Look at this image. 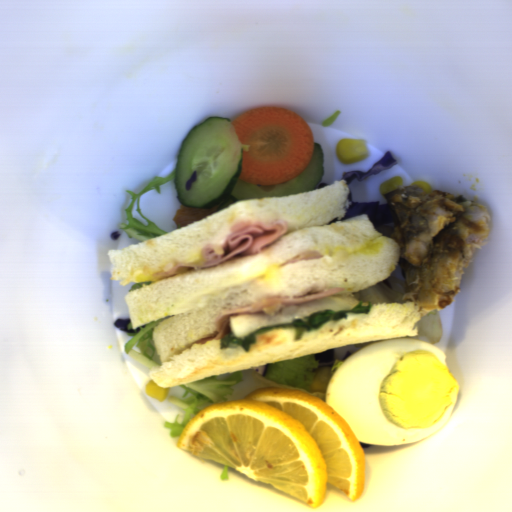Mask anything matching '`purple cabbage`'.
Wrapping results in <instances>:
<instances>
[{
    "label": "purple cabbage",
    "mask_w": 512,
    "mask_h": 512,
    "mask_svg": "<svg viewBox=\"0 0 512 512\" xmlns=\"http://www.w3.org/2000/svg\"><path fill=\"white\" fill-rule=\"evenodd\" d=\"M397 165L396 159L392 156L390 150L385 153L382 160L378 161L377 163L373 164L371 168L367 172H359V171H353V172H347L342 176L341 179H344L347 185H350L354 180H357V182H361L364 179L372 176V175H378L384 170H387L393 166Z\"/></svg>",
    "instance_id": "2"
},
{
    "label": "purple cabbage",
    "mask_w": 512,
    "mask_h": 512,
    "mask_svg": "<svg viewBox=\"0 0 512 512\" xmlns=\"http://www.w3.org/2000/svg\"><path fill=\"white\" fill-rule=\"evenodd\" d=\"M315 361L317 362L318 366L331 367L335 361V348L315 352Z\"/></svg>",
    "instance_id": "3"
},
{
    "label": "purple cabbage",
    "mask_w": 512,
    "mask_h": 512,
    "mask_svg": "<svg viewBox=\"0 0 512 512\" xmlns=\"http://www.w3.org/2000/svg\"><path fill=\"white\" fill-rule=\"evenodd\" d=\"M131 323L130 318L128 319H117L114 321L113 325L115 328L119 329L120 331L129 334V333H135L133 329L128 330V324Z\"/></svg>",
    "instance_id": "4"
},
{
    "label": "purple cabbage",
    "mask_w": 512,
    "mask_h": 512,
    "mask_svg": "<svg viewBox=\"0 0 512 512\" xmlns=\"http://www.w3.org/2000/svg\"><path fill=\"white\" fill-rule=\"evenodd\" d=\"M347 201L348 209L342 221L359 214H366L368 221L373 224L374 228L394 221L390 214L389 203H381L378 201H353L352 191L347 194Z\"/></svg>",
    "instance_id": "1"
},
{
    "label": "purple cabbage",
    "mask_w": 512,
    "mask_h": 512,
    "mask_svg": "<svg viewBox=\"0 0 512 512\" xmlns=\"http://www.w3.org/2000/svg\"><path fill=\"white\" fill-rule=\"evenodd\" d=\"M268 366H269V363L261 365V366H257V367H254V368H250V369L253 370L255 373H257L258 375H261V376L265 377V375H266V373L268 371Z\"/></svg>",
    "instance_id": "5"
},
{
    "label": "purple cabbage",
    "mask_w": 512,
    "mask_h": 512,
    "mask_svg": "<svg viewBox=\"0 0 512 512\" xmlns=\"http://www.w3.org/2000/svg\"><path fill=\"white\" fill-rule=\"evenodd\" d=\"M197 181V171H194L190 177V179L185 183L186 191L191 190L193 183Z\"/></svg>",
    "instance_id": "6"
}]
</instances>
